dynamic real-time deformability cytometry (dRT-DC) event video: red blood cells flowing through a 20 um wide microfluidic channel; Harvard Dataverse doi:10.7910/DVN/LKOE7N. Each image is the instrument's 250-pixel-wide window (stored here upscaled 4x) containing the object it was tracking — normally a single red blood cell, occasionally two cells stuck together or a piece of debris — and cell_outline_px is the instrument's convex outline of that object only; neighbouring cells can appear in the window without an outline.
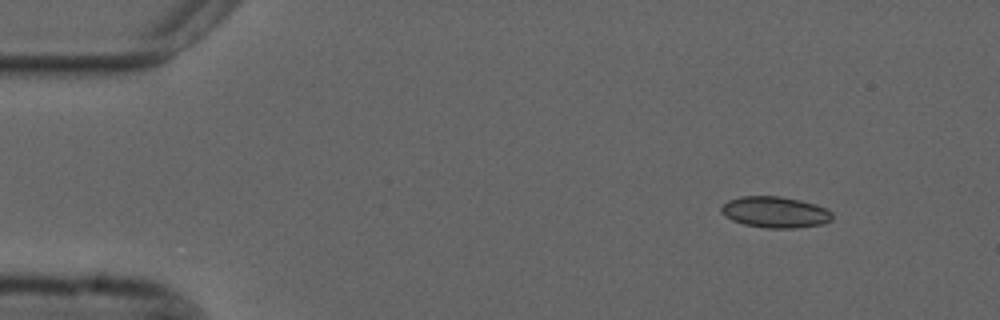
{"species": "common noctule bat (a hibernating species)", "species_latin": "Nyctalus noctula", "temperature_condition": "cold", "stored_images_in_passage": 50, "camera_frame_rate_fps": 3000, "um_per_image_px": 0.085, "animal": {"sex": "male", "forearm_length_mm": 52.5}, "frame": {"image": 1, "passage_image": 1, "time_ms": 0.0, "image_size_px": [1000, 320], "cell_outline_px": [[832, 220], [824, 224], [796, 228], [768, 228], [744, 224], [732, 220], [724, 216], [720, 212], [720, 208], [728, 200], [740, 196], [780, 196], [800, 200], [816, 204], [832, 212]], "centroid_in_image_um": [65.88, 18.03], "position_along_channel_um": 19.1, "area_um2": 20.29}}
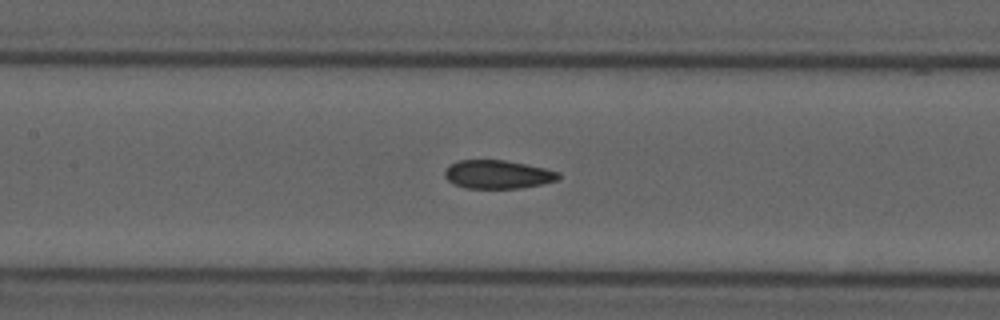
{"frame": {"image": 2, "passage_image": 20, "time_ms": 6.333, "image_size_px": [1000, 320], "cell_outline_px": [[560, 176], [556, 180], [544, 184], [520, 188], [464, 188], [452, 184], [444, 176], [444, 172], [456, 160], [504, 160], [544, 168], [560, 172]], "centroid_in_image_um": [42.29, 14.83], "position_along_channel_um": 165.1, "area_um2": 18.84}}
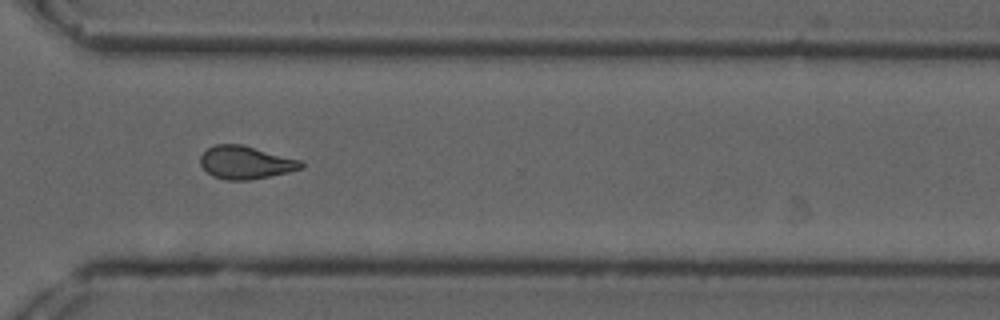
{"frame": {"image": 3, "passage_image": 35, "time_ms": 11.333, "image_size_px": [1000, 320], "cell_outline_px": [[304, 168], [288, 172], [248, 180], [228, 180], [212, 176], [200, 164], [200, 156], [208, 148], [216, 144], [240, 144], [300, 160], [304, 164]], "centroid_in_image_um": [20.86, 13.81], "position_along_channel_um": 349.7, "area_um2": 19.07}, "authors_computed_cell_mechanics": {"area_um2": 19.5075, "velocity_mm_per_s": 3.7053, "shape_relaxation_time_tau1_ms": null, "shape_relaxation_time_tau2_ms": 3.6892, "deformation_change_tau1": null, "deformation_change_tau2": 0.085}}